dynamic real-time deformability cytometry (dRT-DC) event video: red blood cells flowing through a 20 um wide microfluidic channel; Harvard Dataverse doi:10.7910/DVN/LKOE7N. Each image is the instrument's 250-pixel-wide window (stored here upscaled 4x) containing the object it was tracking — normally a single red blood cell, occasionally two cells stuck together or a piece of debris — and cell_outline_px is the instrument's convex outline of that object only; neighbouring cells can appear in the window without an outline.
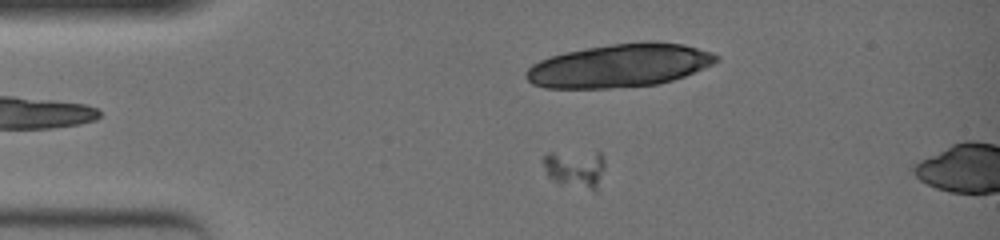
{"species": "common noctule bat (a hibernating species)", "species_latin": "Nyctalus noctula", "temperature_condition": "warm", "stored_images_in_passage": 10, "camera_frame_rate_fps": 3000, "um_per_image_px": 0.085, "animal": {"sex": "female", "body_mass_g": 19.0, "forearm_length_mm": 51.5}, "frame": {"image": 1, "passage_image": 7, "time_ms": 2.0, "image_size_px": [1000, 240], "cell_outline_px": [[604, 168], [596, 192], [556, 180], [548, 176], [544, 168], [544, 156], [548, 152], [600, 152], [604, 156]], "centroid_in_image_um": [48.94, 14.3], "position_along_channel_um": 36.1, "area_um2": 13.41}}